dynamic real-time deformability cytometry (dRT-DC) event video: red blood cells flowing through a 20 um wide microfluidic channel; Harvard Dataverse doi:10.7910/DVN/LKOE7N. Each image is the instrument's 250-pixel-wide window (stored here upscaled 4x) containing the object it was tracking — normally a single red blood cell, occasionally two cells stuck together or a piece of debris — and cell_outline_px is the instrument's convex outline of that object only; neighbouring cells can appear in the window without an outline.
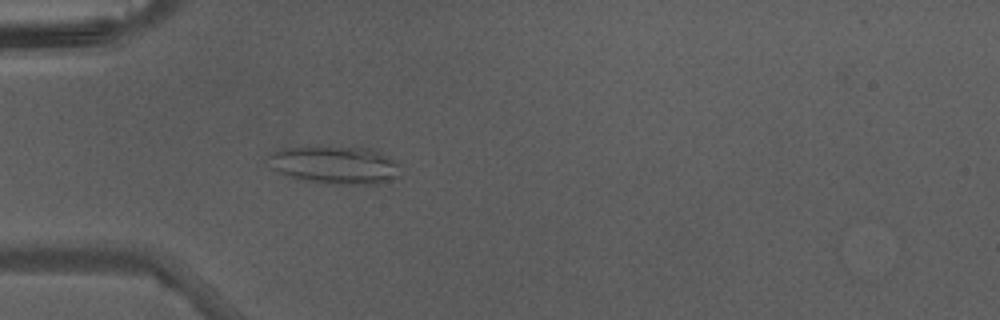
{"species": "Egyptian fruit bat (a non-hibernating species)", "species_latin": "Rousettus aegyptiacus", "temperature_condition": "warm", "stored_images_in_passage": 36, "camera_frame_rate_fps": 3000, "um_per_image_px": 0.085, "animal": {"sex": "male"}, "frame": {"image": 1, "passage_image": 5, "time_ms": 1.333, "image_size_px": [1000, 320], "cell_outline_px": [[400, 176], [380, 184], [324, 184], [288, 176], [272, 168], [264, 160], [272, 152], [284, 148], [304, 144], [356, 144], [376, 148], [388, 156], [396, 164]], "centroid_in_image_um": [28.44, 13.93], "position_along_channel_um": 56.6, "area_um2": 30.98}}
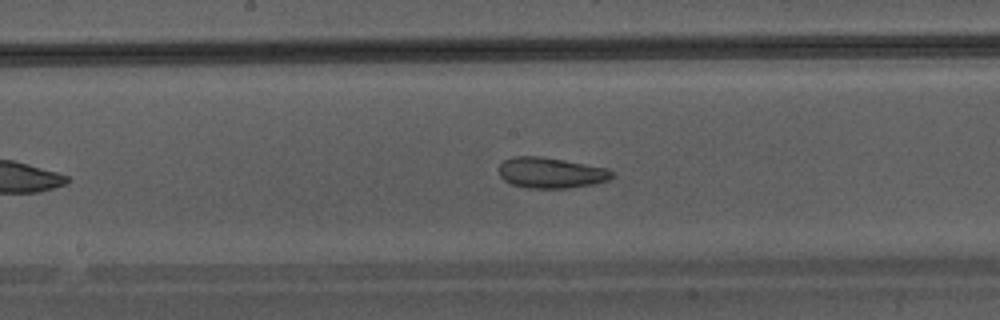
{"frame": {"image": 2, "passage_image": 15, "time_ms": 4.667, "image_size_px": [1000, 320], "cell_outline_px": [[616, 176], [608, 180], [592, 184], [568, 188], [528, 188], [512, 184], [504, 180], [500, 176], [500, 164], [504, 160], [512, 156], [540, 156], [564, 160], [608, 168]], "centroid_in_image_um": [46.84, 14.68], "position_along_channel_um": 201.4, "area_um2": 20.23}}
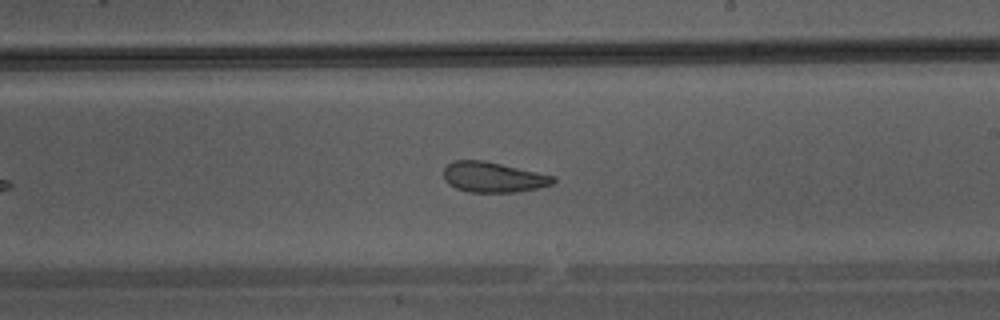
{"frame": {"image": 3, "passage_image": 18, "time_ms": 5.667, "image_size_px": [1000, 320], "cell_outline_px": [[556, 180], [552, 184], [536, 188], [516, 192], [468, 192], [456, 188], [448, 184], [444, 180], [444, 168], [452, 160], [484, 160], [556, 176]], "centroid_in_image_um": [41.9, 15.05], "position_along_channel_um": 247.1, "area_um2": 19.42}}